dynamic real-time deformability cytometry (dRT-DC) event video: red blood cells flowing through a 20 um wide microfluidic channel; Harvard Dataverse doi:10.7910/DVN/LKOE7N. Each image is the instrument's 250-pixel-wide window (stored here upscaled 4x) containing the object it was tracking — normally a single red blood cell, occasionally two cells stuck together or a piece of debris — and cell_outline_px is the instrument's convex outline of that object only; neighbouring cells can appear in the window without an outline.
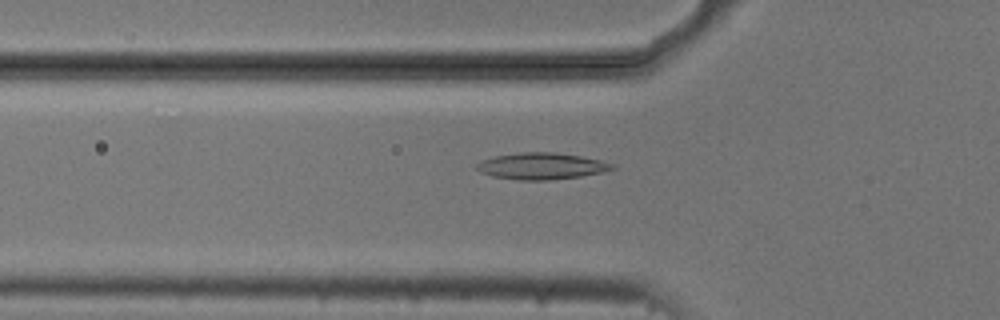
{"species": "common noctule bat (a hibernating species)", "species_latin": "Nyctalus noctula", "temperature_condition": "cold", "stored_images_in_passage": 54, "camera_frame_rate_fps": 3000, "um_per_image_px": 0.085, "animal": {"sex": "male", "body_mass_g": 20.5, "forearm_length_mm": 52.5}, "frame": {"image": 1, "passage_image": 18, "time_ms": 5.667, "image_size_px": [1000, 320], "cell_outline_px": [[616, 168], [600, 172], [580, 176], [548, 180], [520, 180], [492, 176], [480, 172], [476, 168], [476, 164], [484, 160], [496, 156], [520, 152], [552, 152], [580, 156], [600, 160], [612, 164]], "centroid_in_image_um": [46.0, 14.12], "position_along_channel_um": 79.8, "area_um2": 20.63}}
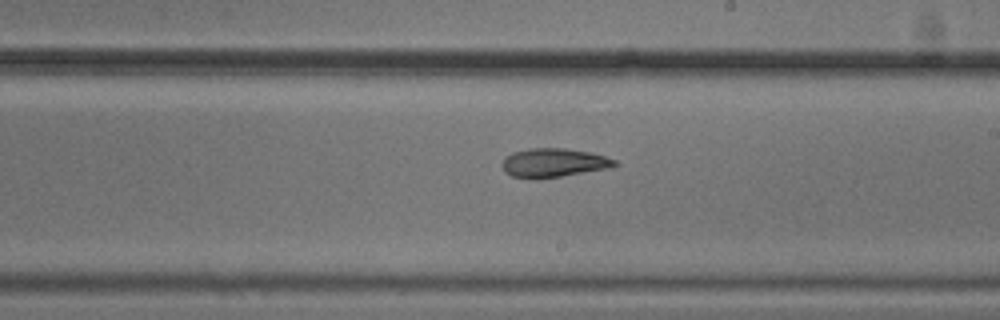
{"frame": {"image": 2, "passage_image": 31, "time_ms": 10.0, "image_size_px": [1000, 320], "cell_outline_px": [[620, 164], [612, 168], [560, 176], [512, 176], [504, 172], [504, 156], [512, 152], [528, 148], [564, 148], [588, 152], [604, 156], [616, 160]], "centroid_in_image_um": [47.12, 13.8], "position_along_channel_um": 241.9, "area_um2": 18.38}}
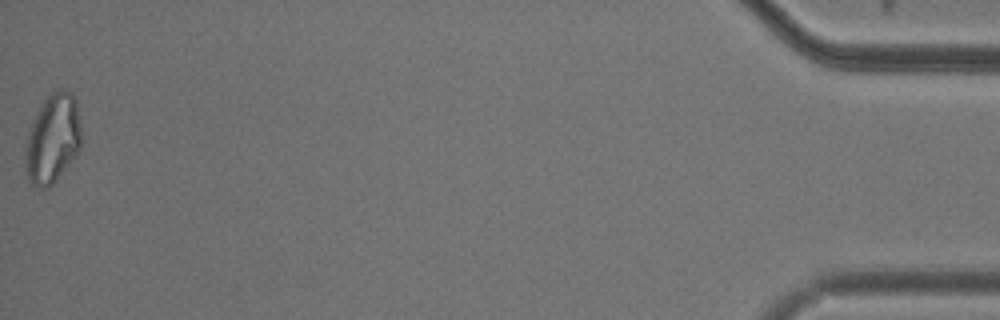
{"frame": {"image": 3, "passage_image": 54, "time_ms": 17.667, "image_size_px": [1000, 320], "cell_outline_px": [[84, 140], [76, 156], [52, 184], [48, 188], [40, 188], [32, 184], [28, 180], [24, 168], [24, 148], [28, 132], [32, 120], [36, 112], [44, 100], [56, 88], [68, 88], [72, 92], [76, 100]], "centroid_in_image_um": [4.49, 11.77], "position_along_channel_um": 430.7, "area_um2": 30.06}, "authors_computed_cell_mechanics": {"area_um2": 20.519, "velocity_mm_per_s": 3.7193, "shape_relaxation_time_tau1_ms": null, "shape_relaxation_time_tau2_ms": 6.6928, "deformation_change_tau1": null, "deformation_change_tau2": 0.1319}}